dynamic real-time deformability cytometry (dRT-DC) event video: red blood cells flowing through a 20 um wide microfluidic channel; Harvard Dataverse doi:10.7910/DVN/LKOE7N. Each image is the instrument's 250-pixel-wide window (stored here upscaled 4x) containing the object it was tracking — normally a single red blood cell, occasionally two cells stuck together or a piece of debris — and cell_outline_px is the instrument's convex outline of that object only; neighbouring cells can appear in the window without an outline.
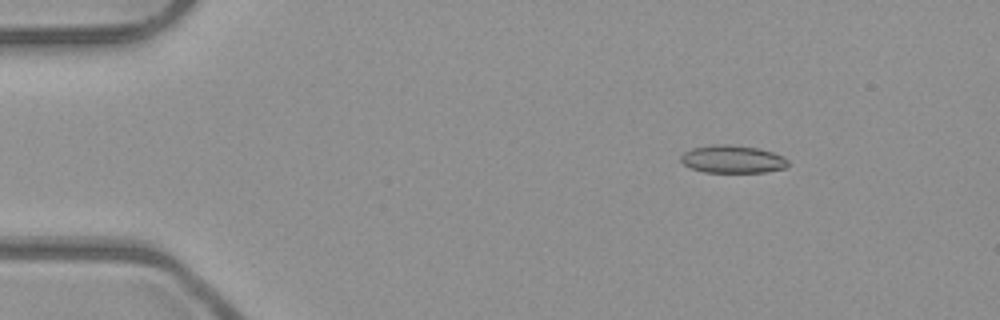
{"species": "common noctule bat (a hibernating species)", "species_latin": "Nyctalus noctula", "temperature_condition": "room temperature", "stored_images_in_passage": 52, "camera_frame_rate_fps": 3000, "um_per_image_px": 0.085, "animal": {"sex": "male", "body_mass_g": 23.1, "forearm_length_mm": 52.7}, "frame": {"image": 1, "passage_image": 7, "time_ms": 2.0, "image_size_px": [1000, 320], "cell_outline_px": [[788, 164], [784, 168], [764, 172], [704, 172], [692, 168], [684, 164], [680, 160], [680, 156], [684, 152], [692, 148], [712, 144], [728, 144], [760, 148], [784, 156], [788, 160]], "centroid_in_image_um": [62.26, 13.52], "position_along_channel_um": 22.7, "area_um2": 17.4}}
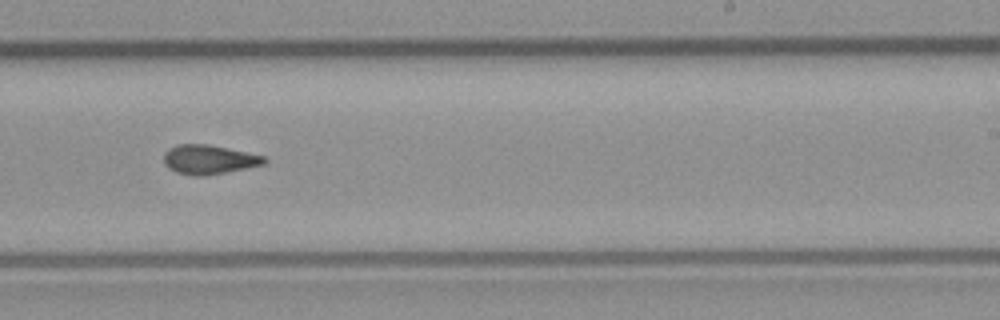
{"frame": {"image": 2, "passage_image": 32, "time_ms": 10.333, "image_size_px": [1000, 320], "cell_outline_px": [[268, 160], [264, 164], [224, 172], [200, 176], [196, 176], [176, 172], [168, 168], [164, 164], [164, 152], [168, 148], [176, 144], [208, 144], [228, 148], [264, 156]], "centroid_in_image_um": [17.71, 13.54], "position_along_channel_um": 271.3, "area_um2": 16.99}}
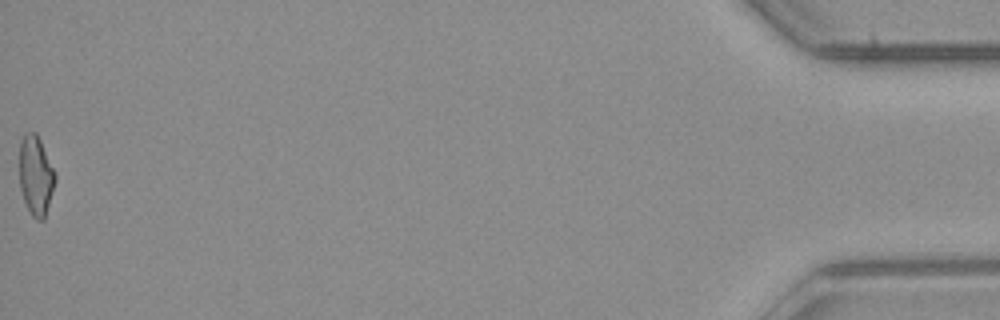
{"frame": {"image": 3, "passage_image": 52, "time_ms": 17.0, "image_size_px": [1000, 320], "cell_outline_px": [[56, 180], [44, 220], [36, 220], [32, 216], [24, 200], [20, 188], [20, 144], [24, 132], [36, 132], [56, 172]], "centroid_in_image_um": [3.05, 14.91], "position_along_channel_um": 432.1, "area_um2": 16.59}, "authors_computed_cell_mechanics": {"area_um2": 16.9354, "velocity_mm_per_s": 3.9843, "shape_relaxation_time_tau1_ms": null, "shape_relaxation_time_tau2_ms": 4.8855, "deformation_change_tau1": null, "deformation_change_tau2": 0.1271}}